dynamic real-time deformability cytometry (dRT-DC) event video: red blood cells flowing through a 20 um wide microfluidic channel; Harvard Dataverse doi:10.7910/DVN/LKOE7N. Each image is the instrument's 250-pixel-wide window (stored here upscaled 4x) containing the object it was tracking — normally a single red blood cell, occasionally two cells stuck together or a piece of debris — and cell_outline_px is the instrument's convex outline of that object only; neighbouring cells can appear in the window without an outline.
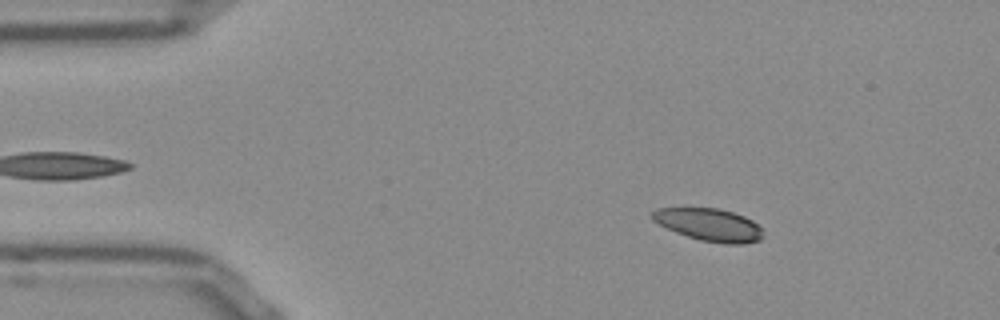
{"species": "Egyptian fruit bat (a non-hibernating species)", "species_latin": "Rousettus aegyptiacus", "temperature_condition": "room temperature", "stored_images_in_passage": 53, "camera_frame_rate_fps": 3000, "um_per_image_px": 0.085, "frame": {"image": 1, "passage_image": 8, "time_ms": 2.333, "image_size_px": [1000, 320], "cell_outline_px": [[764, 236], [760, 240], [744, 244], [724, 244], [700, 240], [676, 232], [652, 220], [652, 212], [660, 208], [720, 208], [744, 216], [752, 220], [760, 228]], "centroid_in_image_um": [60.31, 19.11], "position_along_channel_um": 24.7, "area_um2": 20.87}}
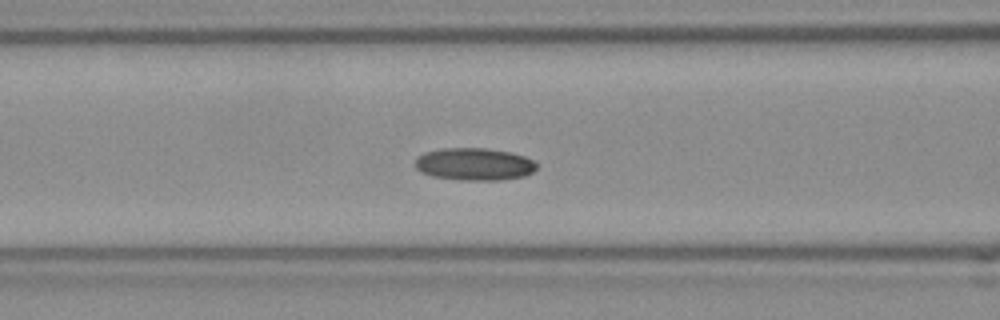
{"frame": {"image": 2, "passage_image": 21, "time_ms": 6.667, "image_size_px": [1000, 320], "cell_outline_px": [[536, 168], [532, 172], [524, 176], [500, 180], [460, 180], [432, 176], [420, 172], [416, 168], [416, 156], [424, 152], [440, 148], [488, 148], [512, 152], [524, 156], [532, 160], [536, 164]], "centroid_in_image_um": [40.29, 13.94], "position_along_channel_um": 126.3, "area_um2": 23.12}}
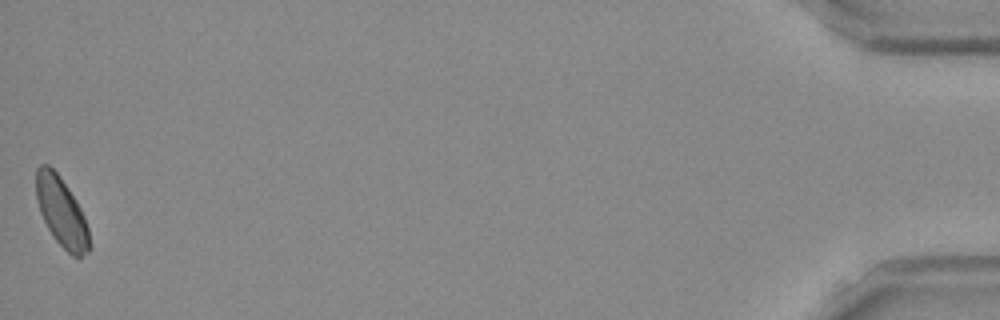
{"frame": {"image": 3, "passage_image": 53, "time_ms": 17.333, "image_size_px": [1000, 320], "cell_outline_px": [[92, 248], [88, 252], [80, 256], [72, 256], [52, 236], [40, 212], [36, 200], [36, 168], [40, 164], [48, 164], [60, 176], [76, 200], [84, 216], [88, 228]], "centroid_in_image_um": [5.23, 18.02], "position_along_channel_um": 430.0, "area_um2": 21.56}}